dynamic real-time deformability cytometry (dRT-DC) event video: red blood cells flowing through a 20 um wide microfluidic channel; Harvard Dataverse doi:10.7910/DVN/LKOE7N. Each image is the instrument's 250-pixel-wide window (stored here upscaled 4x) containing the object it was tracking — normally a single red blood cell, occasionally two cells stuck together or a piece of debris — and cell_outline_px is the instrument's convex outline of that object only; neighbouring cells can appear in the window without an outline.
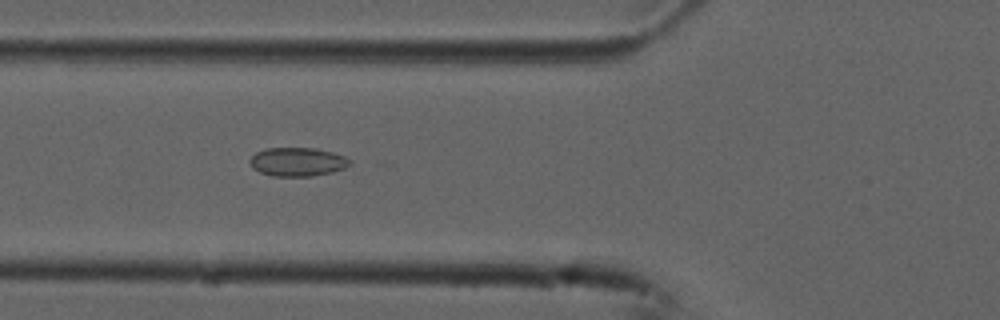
{"species": "common noctule bat (a hibernating species)", "species_latin": "Nyctalus noctula", "temperature_condition": "cold", "stored_images_in_passage": 7, "camera_frame_rate_fps": 3000, "um_per_image_px": 0.085, "animal": {"sex": "male", "forearm_length_mm": 52.5}, "frame": {"image": 1, "passage_image": 3, "time_ms": 0.667, "image_size_px": [1000, 320], "cell_outline_px": [[352, 164], [344, 168], [332, 172], [312, 176], [272, 176], [260, 172], [252, 168], [248, 160], [256, 152], [264, 148], [316, 148], [332, 152], [344, 156], [352, 160]], "centroid_in_image_um": [25.28, 13.75], "position_along_channel_um": 100.5, "area_um2": 16.88}}
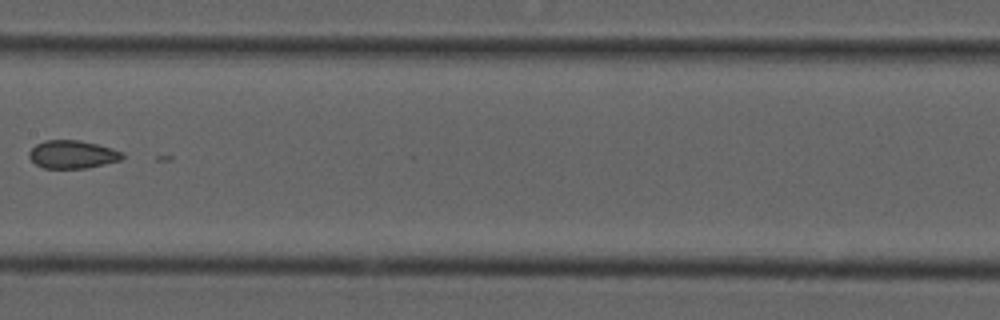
{"frame": {"image": 2, "passage_image": 5, "time_ms": 1.333, "image_size_px": [1000, 320], "cell_outline_px": [[124, 156], [120, 160], [88, 168], [44, 168], [36, 164], [28, 156], [28, 152], [36, 144], [44, 140], [80, 140], [112, 148], [124, 152]], "centroid_in_image_um": [6.16, 13.12], "position_along_channel_um": 201.2, "area_um2": 15.26}}
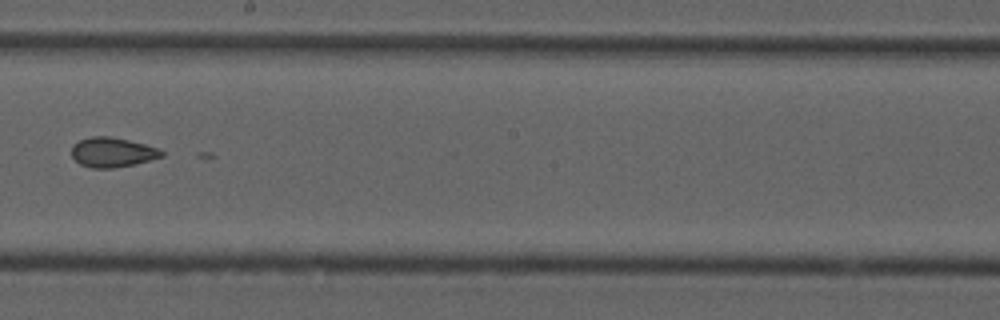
{"frame": {"image": 3, "passage_image": 6, "time_ms": 1.667, "image_size_px": [1000, 320], "cell_outline_px": [[164, 156], [136, 164], [112, 168], [92, 168], [80, 164], [72, 156], [72, 144], [80, 140], [92, 136], [112, 136], [144, 144], [156, 148], [164, 152]], "centroid_in_image_um": [9.54, 12.94], "position_along_channel_um": 238.7, "area_um2": 15.55}}